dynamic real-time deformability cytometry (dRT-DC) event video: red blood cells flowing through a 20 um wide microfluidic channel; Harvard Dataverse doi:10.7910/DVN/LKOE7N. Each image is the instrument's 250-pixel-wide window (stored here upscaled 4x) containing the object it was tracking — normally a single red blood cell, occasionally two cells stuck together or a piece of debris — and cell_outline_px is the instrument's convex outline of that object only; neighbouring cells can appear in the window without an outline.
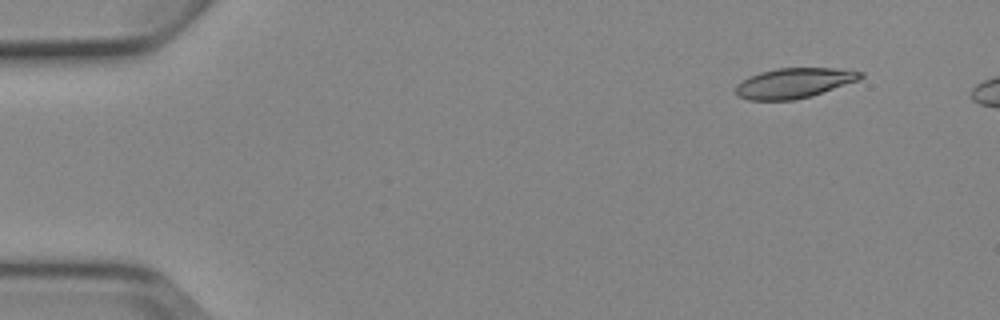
{"species": "Egyptian fruit bat (a non-hibernating species)", "species_latin": "Rousettus aegyptiacus", "temperature_condition": "cold", "stored_images_in_passage": 6, "camera_frame_rate_fps": 3000, "um_per_image_px": 0.085, "animal": {"sex": "female"}, "frame": {"image": 1, "passage_image": 2, "time_ms": 1.333, "image_size_px": [1000, 320], "cell_outline_px": [[864, 76], [860, 80], [812, 96], [796, 100], [748, 100], [736, 96], [736, 84], [748, 76], [760, 72], [776, 68], [832, 68], [864, 72]], "centroid_in_image_um": [67.49, 7.06], "position_along_channel_um": 17.5, "area_um2": 22.14}}
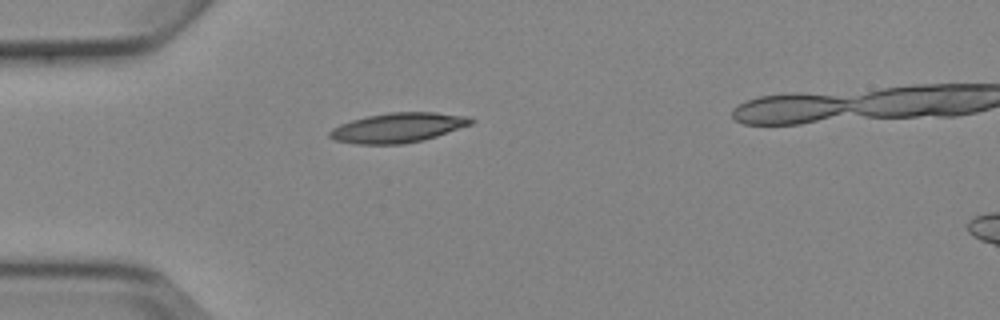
{"frame": {"image": 2, "passage_image": 5, "time_ms": 4.667, "image_size_px": [1000, 320], "cell_outline_px": [[476, 120], [472, 124], [424, 140], [400, 144], [356, 144], [336, 140], [328, 136], [328, 132], [332, 128], [340, 124], [352, 120], [368, 116], [388, 112], [436, 112], [468, 116]], "centroid_in_image_um": [33.84, 10.84], "position_along_channel_um": 51.2, "area_um2": 24.45}}